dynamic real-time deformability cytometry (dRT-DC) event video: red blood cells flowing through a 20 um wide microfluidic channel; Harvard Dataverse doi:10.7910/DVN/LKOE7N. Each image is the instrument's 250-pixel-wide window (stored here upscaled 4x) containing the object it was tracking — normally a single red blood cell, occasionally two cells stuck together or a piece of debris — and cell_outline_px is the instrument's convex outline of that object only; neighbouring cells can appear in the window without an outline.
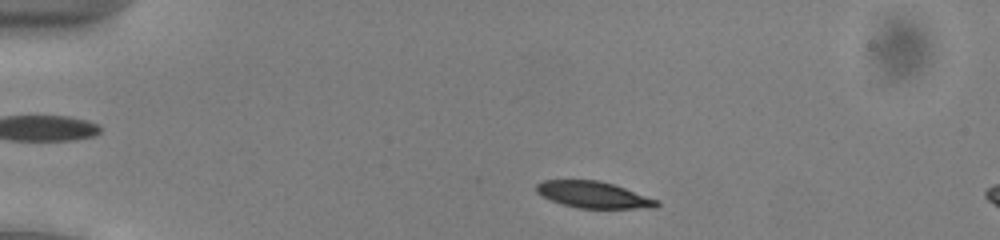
{"species": "common noctule bat (a hibernating species)", "species_latin": "Nyctalus noctula", "temperature_condition": "cold", "stored_images_in_passage": 9, "camera_frame_rate_fps": 3000, "um_per_image_px": 0.085, "animal": {"sex": "male", "body_mass_g": 13.0, "forearm_length_mm": 53.1}, "frame": {"image": 1, "passage_image": 3, "time_ms": 0.667, "image_size_px": [1000, 240], "cell_outline_px": [[660, 204], [656, 208], [580, 208], [564, 204], [552, 200], [536, 192], [536, 184], [544, 180], [596, 180], [612, 184], [660, 200]], "centroid_in_image_um": [50.48, 16.55], "position_along_channel_um": 34.5, "area_um2": 18.38}}